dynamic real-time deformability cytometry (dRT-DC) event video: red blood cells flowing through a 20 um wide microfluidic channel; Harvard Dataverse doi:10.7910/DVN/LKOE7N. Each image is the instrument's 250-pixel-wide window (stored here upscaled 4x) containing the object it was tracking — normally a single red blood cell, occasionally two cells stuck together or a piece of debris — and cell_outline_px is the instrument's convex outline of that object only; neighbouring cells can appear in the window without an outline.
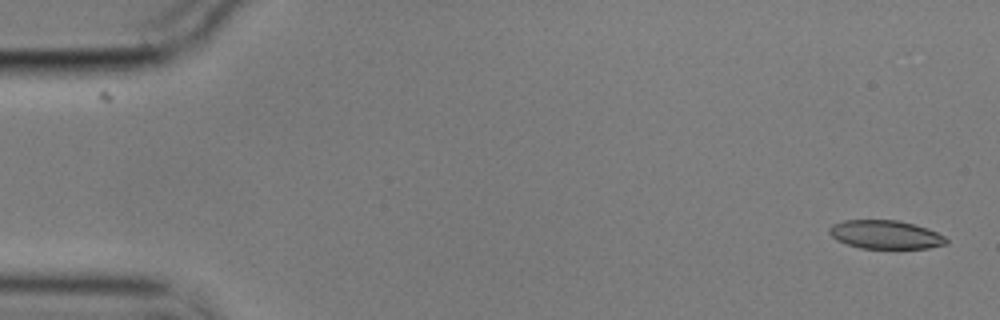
{"species": "common noctule bat (a hibernating species)", "species_latin": "Nyctalus noctula", "temperature_condition": "cold", "stored_images_in_passage": 55, "camera_frame_rate_fps": 3000, "um_per_image_px": 0.085, "animal": {"sex": "male", "body_mass_g": 17.9}, "frame": {"image": 1, "passage_image": 1, "time_ms": 0.0, "image_size_px": [1000, 320], "cell_outline_px": [[948, 244], [928, 248], [860, 248], [836, 240], [828, 232], [828, 228], [832, 224], [844, 220], [900, 220], [928, 228], [944, 236], [948, 240]], "centroid_in_image_um": [75.26, 19.93], "position_along_channel_um": 9.7, "area_um2": 19.54}}
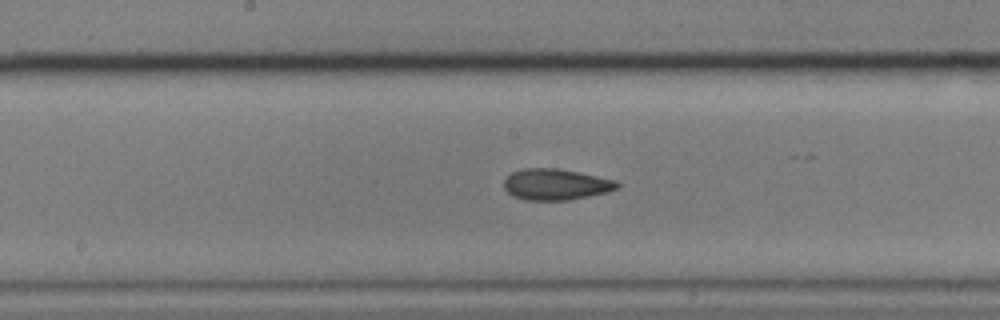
{"frame": {"image": 2, "passage_image": 28, "time_ms": 9.0, "image_size_px": [1000, 320], "cell_outline_px": [[620, 188], [608, 192], [568, 200], [524, 200], [512, 196], [504, 188], [504, 180], [512, 172], [524, 168], [560, 168], [616, 180], [620, 184]], "centroid_in_image_um": [47.26, 15.67], "position_along_channel_um": 200.9, "area_um2": 20.69}}
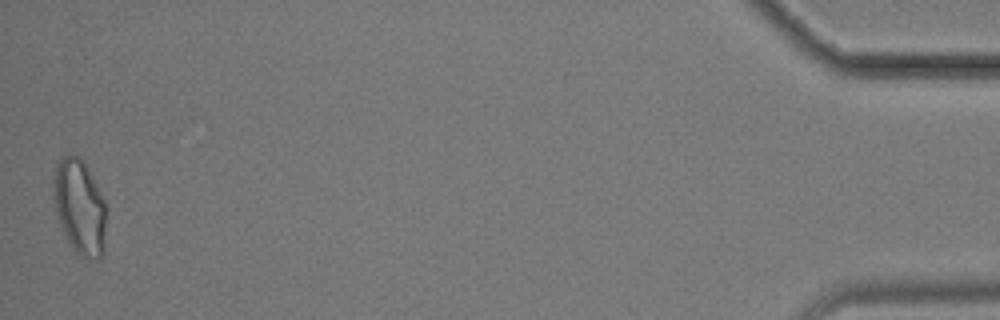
{"frame": {"image": 3, "passage_image": 55, "time_ms": 18.0, "image_size_px": [1000, 320], "cell_outline_px": [[104, 252], [96, 260], [80, 256], [68, 244], [60, 228], [52, 196], [52, 180], [56, 168], [60, 160], [64, 156], [76, 156], [84, 160], [104, 200]], "centroid_in_image_um": [6.72, 17.61], "position_along_channel_um": 428.5, "area_um2": 29.19}, "authors_computed_cell_mechanics": {"area_um2": 20.9814, "velocity_mm_per_s": 3.5316, "shape_relaxation_time_tau1_ms": 9.6144, "shape_relaxation_time_tau2_ms": 3.0828, "deformation_change_tau1": 0.2067, "deformation_change_tau2": 0.0934}}